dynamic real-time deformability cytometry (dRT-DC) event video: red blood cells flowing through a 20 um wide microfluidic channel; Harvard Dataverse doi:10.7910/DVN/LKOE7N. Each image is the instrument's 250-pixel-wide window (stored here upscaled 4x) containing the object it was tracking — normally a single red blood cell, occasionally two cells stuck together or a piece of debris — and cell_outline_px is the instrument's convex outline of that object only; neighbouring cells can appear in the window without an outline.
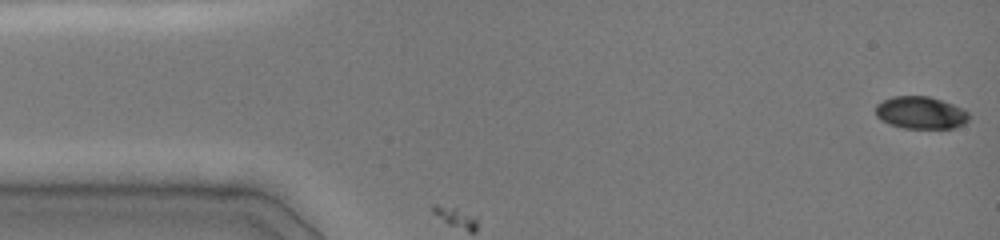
{"species": "common noctule bat (a hibernating species)", "species_latin": "Nyctalus noctula", "temperature_condition": "cold", "stored_images_in_passage": 5, "camera_frame_rate_fps": 3000, "um_per_image_px": 0.085, "animal": {"sex": "female", "body_mass_g": 19.0, "forearm_length_mm": 51.5}, "frame": {"image": 1, "passage_image": 1, "time_ms": 0.0, "image_size_px": [1000, 240], "cell_outline_px": [[968, 120], [964, 124], [952, 128], [904, 128], [888, 124], [880, 120], [876, 116], [876, 104], [892, 96], [928, 96], [964, 108], [968, 112]], "centroid_in_image_um": [78.24, 9.58], "position_along_channel_um": 6.8, "area_um2": 17.63}}